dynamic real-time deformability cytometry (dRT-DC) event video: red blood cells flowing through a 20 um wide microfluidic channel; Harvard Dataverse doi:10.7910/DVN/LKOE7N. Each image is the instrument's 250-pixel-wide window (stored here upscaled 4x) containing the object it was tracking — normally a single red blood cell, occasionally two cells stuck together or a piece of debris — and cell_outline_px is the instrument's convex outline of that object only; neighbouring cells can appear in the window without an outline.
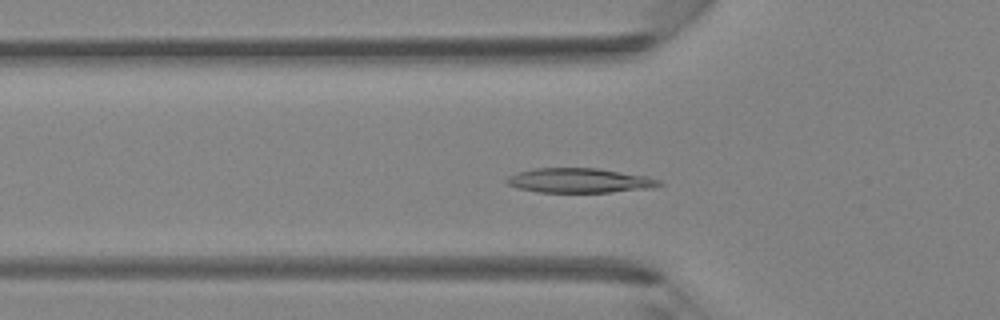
{"species": "Egyptian fruit bat (a non-hibernating species)", "species_latin": "Rousettus aegyptiacus", "temperature_condition": "room temperature", "stored_images_in_passage": 31, "camera_frame_rate_fps": 3000, "um_per_image_px": 0.085, "animal": {"sex": "female"}, "frame": {"image": 1, "passage_image": 3, "time_ms": 0.667, "image_size_px": [1000, 320], "cell_outline_px": [[664, 184], [652, 188], [612, 192], [536, 192], [516, 188], [508, 184], [504, 180], [508, 176], [532, 168], [600, 168], [648, 176], [660, 180]], "centroid_in_image_um": [49.28, 15.34], "position_along_channel_um": 76.5, "area_um2": 22.08}}
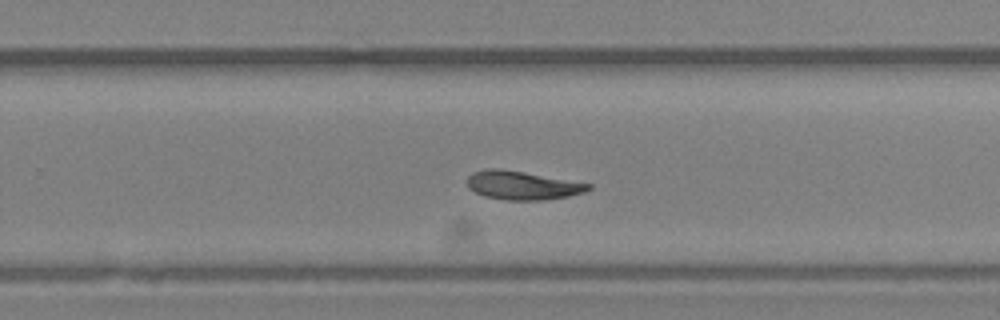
{"frame": {"image": 2, "passage_image": 16, "time_ms": 5.0, "image_size_px": [1000, 320], "cell_outline_px": [[592, 188], [584, 192], [568, 196], [544, 200], [504, 200], [484, 196], [468, 188], [468, 176], [472, 172], [484, 168], [500, 168], [524, 172], [592, 184]], "centroid_in_image_um": [44.38, 15.75], "position_along_channel_um": 285.4, "area_um2": 20.23}}
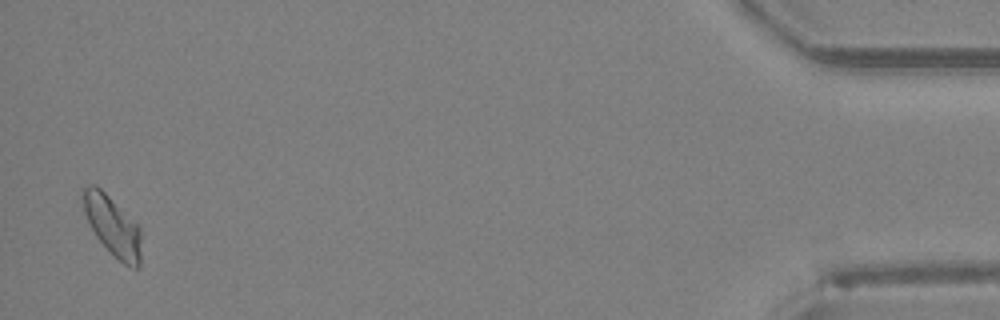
{"frame": {"image": 3, "passage_image": 30, "time_ms": 9.667, "image_size_px": [1000, 320], "cell_outline_px": [[140, 268], [132, 268], [124, 264], [96, 236], [84, 212], [80, 196], [80, 188], [88, 184], [96, 184], [140, 228]], "centroid_in_image_um": [9.51, 19.15], "position_along_channel_um": 425.7, "area_um2": 19.88}}